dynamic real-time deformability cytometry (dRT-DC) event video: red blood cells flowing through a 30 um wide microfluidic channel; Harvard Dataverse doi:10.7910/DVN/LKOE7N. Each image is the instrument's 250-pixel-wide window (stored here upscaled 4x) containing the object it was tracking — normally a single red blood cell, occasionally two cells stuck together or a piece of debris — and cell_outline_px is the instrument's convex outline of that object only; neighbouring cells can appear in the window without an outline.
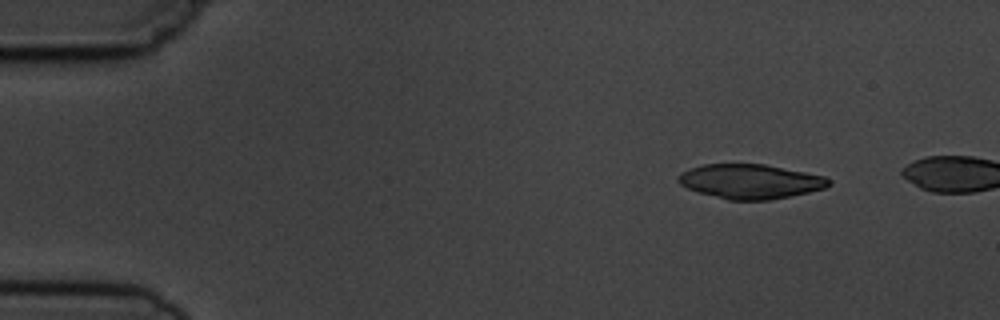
{"species": "common noctule bat (a hibernating species)", "species_latin": "Nyctalus noctula", "temperature_condition": "cold", "stored_images_in_passage": 4, "camera_frame_rate_fps": 3000, "um_per_image_px": 0.085, "animal": {"sex": "male", "body_mass_g": 19.5, "forearm_length_mm": 54.6}, "frame": {"image": 1, "passage_image": 1, "time_ms": 0.0, "image_size_px": [1000, 320], "cell_outline_px": [[832, 184], [824, 188], [808, 192], [768, 200], [728, 200], [700, 192], [688, 188], [680, 184], [676, 180], [676, 176], [680, 172], [704, 164], [764, 164], [824, 176], [832, 180]], "centroid_in_image_um": [63.76, 15.42], "position_along_channel_um": 21.2, "area_um2": 30.06}}